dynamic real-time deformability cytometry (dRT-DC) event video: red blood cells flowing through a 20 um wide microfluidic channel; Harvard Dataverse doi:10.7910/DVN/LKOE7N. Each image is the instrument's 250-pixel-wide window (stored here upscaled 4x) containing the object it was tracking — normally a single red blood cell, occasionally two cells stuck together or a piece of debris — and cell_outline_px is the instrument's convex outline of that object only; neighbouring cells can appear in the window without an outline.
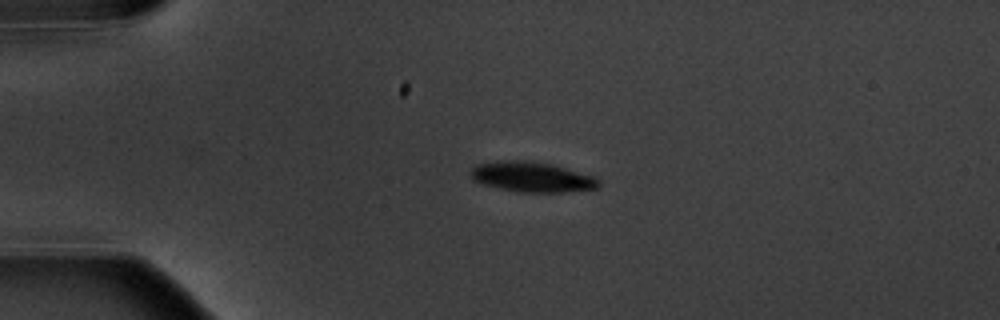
{"species": "common noctule bat (a hibernating species)", "species_latin": "Nyctalus noctula", "temperature_condition": "warm", "stored_images_in_passage": 5, "camera_frame_rate_fps": 3000, "um_per_image_px": 0.085, "animal": {"sex": "male", "body_mass_g": 20.1, "forearm_length_mm": 53.5}, "frame": {"image": 1, "passage_image": 4, "time_ms": 3.667, "image_size_px": [1000, 320], "cell_outline_px": [[600, 188], [564, 192], [520, 192], [500, 188], [484, 184], [472, 180], [468, 172], [476, 164], [500, 160], [532, 160], [552, 164], [596, 176], [600, 180]], "centroid_in_image_um": [45.23, 15.02], "position_along_channel_um": 39.8, "area_um2": 22.89}}